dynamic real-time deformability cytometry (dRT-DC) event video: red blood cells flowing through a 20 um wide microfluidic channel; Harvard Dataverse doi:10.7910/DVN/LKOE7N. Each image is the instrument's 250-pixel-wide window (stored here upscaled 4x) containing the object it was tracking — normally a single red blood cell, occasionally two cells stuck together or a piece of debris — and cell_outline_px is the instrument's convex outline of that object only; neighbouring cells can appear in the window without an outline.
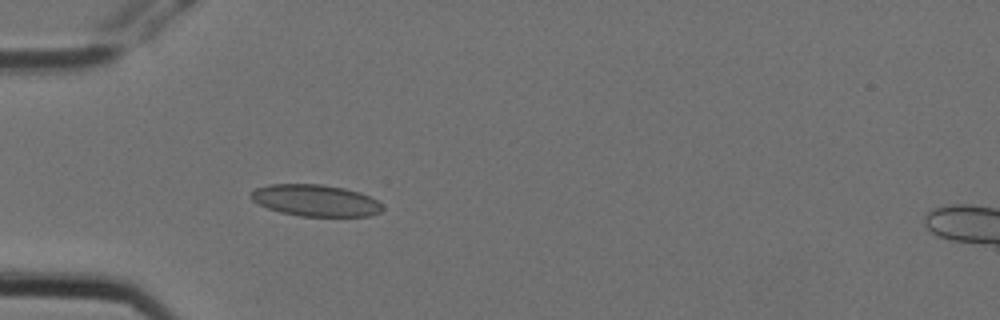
{"species": "Egyptian fruit bat (a non-hibernating species)", "species_latin": "Rousettus aegyptiacus", "temperature_condition": "cold", "stored_images_in_passage": 5, "camera_frame_rate_fps": 3000, "um_per_image_px": 0.085, "animal": {"sex": "female"}, "frame": {"image": 1, "passage_image": 4, "time_ms": 1.0, "image_size_px": [1000, 320], "cell_outline_px": [[384, 208], [380, 212], [368, 216], [300, 216], [280, 212], [268, 208], [252, 200], [248, 196], [248, 192], [256, 188], [268, 184], [320, 184], [344, 188], [360, 192], [384, 204]], "centroid_in_image_um": [26.8, 17.03], "position_along_channel_um": 58.2, "area_um2": 24.39}}